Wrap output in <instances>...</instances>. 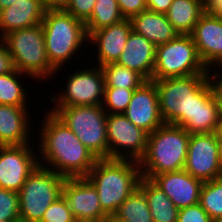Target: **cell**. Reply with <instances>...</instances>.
<instances>
[{
  "label": "cell",
  "mask_w": 222,
  "mask_h": 222,
  "mask_svg": "<svg viewBox=\"0 0 222 222\" xmlns=\"http://www.w3.org/2000/svg\"><path fill=\"white\" fill-rule=\"evenodd\" d=\"M37 110L40 112H37L36 120L40 118V122L35 125L39 129L36 128L35 136L39 138L36 137L35 141L39 165L65 178L86 177L97 158L53 112L42 108ZM39 113H42V118Z\"/></svg>",
  "instance_id": "1"
},
{
  "label": "cell",
  "mask_w": 222,
  "mask_h": 222,
  "mask_svg": "<svg viewBox=\"0 0 222 222\" xmlns=\"http://www.w3.org/2000/svg\"><path fill=\"white\" fill-rule=\"evenodd\" d=\"M41 24L46 54L56 70L65 66L69 69L70 64L74 66L77 63V59L78 65L81 60H88V36L83 21L63 9H57L46 10Z\"/></svg>",
  "instance_id": "2"
},
{
  "label": "cell",
  "mask_w": 222,
  "mask_h": 222,
  "mask_svg": "<svg viewBox=\"0 0 222 222\" xmlns=\"http://www.w3.org/2000/svg\"><path fill=\"white\" fill-rule=\"evenodd\" d=\"M139 162L130 159H97L86 178L98 192L102 209L113 215L141 179Z\"/></svg>",
  "instance_id": "3"
},
{
  "label": "cell",
  "mask_w": 222,
  "mask_h": 222,
  "mask_svg": "<svg viewBox=\"0 0 222 222\" xmlns=\"http://www.w3.org/2000/svg\"><path fill=\"white\" fill-rule=\"evenodd\" d=\"M6 46L13 61L14 68L29 75L41 87H58L60 78L54 86V74L57 71L49 62L42 24L9 32L0 39ZM52 82H50V81ZM48 81V82H47ZM43 83H46L45 86ZM50 83V84H48ZM53 83V84H52ZM48 85V86H47ZM54 86V87H52Z\"/></svg>",
  "instance_id": "4"
},
{
  "label": "cell",
  "mask_w": 222,
  "mask_h": 222,
  "mask_svg": "<svg viewBox=\"0 0 222 222\" xmlns=\"http://www.w3.org/2000/svg\"><path fill=\"white\" fill-rule=\"evenodd\" d=\"M190 133L181 126L164 123L148 134L144 156L139 161L141 176H153L184 169Z\"/></svg>",
  "instance_id": "5"
},
{
  "label": "cell",
  "mask_w": 222,
  "mask_h": 222,
  "mask_svg": "<svg viewBox=\"0 0 222 222\" xmlns=\"http://www.w3.org/2000/svg\"><path fill=\"white\" fill-rule=\"evenodd\" d=\"M84 64L85 62L81 61V67H77L76 64L75 68L72 70L71 68L69 69L68 72L70 73L66 71L67 74H65L64 71L66 67L57 69L53 80H56V76L57 78L58 76H62L61 72L63 71V75H66L63 77L65 82L62 80V86L57 89L58 91L56 90L57 93L55 90H52L54 91V95L50 92L51 95L49 94V101L46 100L42 102L40 100V102H38L39 104H45L42 106L44 110L46 109L44 108L46 106L50 112H53L57 107L102 105L105 82L101 67L90 63L88 65L86 64V66H84ZM47 102H49L52 106L46 105L48 104Z\"/></svg>",
  "instance_id": "6"
},
{
  "label": "cell",
  "mask_w": 222,
  "mask_h": 222,
  "mask_svg": "<svg viewBox=\"0 0 222 222\" xmlns=\"http://www.w3.org/2000/svg\"><path fill=\"white\" fill-rule=\"evenodd\" d=\"M213 78V74L152 79L156 85L159 111L164 123L182 126L195 122L197 93Z\"/></svg>",
  "instance_id": "7"
},
{
  "label": "cell",
  "mask_w": 222,
  "mask_h": 222,
  "mask_svg": "<svg viewBox=\"0 0 222 222\" xmlns=\"http://www.w3.org/2000/svg\"><path fill=\"white\" fill-rule=\"evenodd\" d=\"M53 113L79 138L97 158H109L107 113L102 105L57 107Z\"/></svg>",
  "instance_id": "8"
},
{
  "label": "cell",
  "mask_w": 222,
  "mask_h": 222,
  "mask_svg": "<svg viewBox=\"0 0 222 222\" xmlns=\"http://www.w3.org/2000/svg\"><path fill=\"white\" fill-rule=\"evenodd\" d=\"M65 177L38 165L27 177L19 194L21 222H39L48 207L62 196Z\"/></svg>",
  "instance_id": "9"
},
{
  "label": "cell",
  "mask_w": 222,
  "mask_h": 222,
  "mask_svg": "<svg viewBox=\"0 0 222 222\" xmlns=\"http://www.w3.org/2000/svg\"><path fill=\"white\" fill-rule=\"evenodd\" d=\"M213 74L203 64L191 35L179 34L175 39L156 47L152 79Z\"/></svg>",
  "instance_id": "10"
},
{
  "label": "cell",
  "mask_w": 222,
  "mask_h": 222,
  "mask_svg": "<svg viewBox=\"0 0 222 222\" xmlns=\"http://www.w3.org/2000/svg\"><path fill=\"white\" fill-rule=\"evenodd\" d=\"M106 128L109 158L139 162L146 151L148 133L123 114H108Z\"/></svg>",
  "instance_id": "11"
},
{
  "label": "cell",
  "mask_w": 222,
  "mask_h": 222,
  "mask_svg": "<svg viewBox=\"0 0 222 222\" xmlns=\"http://www.w3.org/2000/svg\"><path fill=\"white\" fill-rule=\"evenodd\" d=\"M38 165L36 141L24 145L0 146V187L19 192Z\"/></svg>",
  "instance_id": "12"
},
{
  "label": "cell",
  "mask_w": 222,
  "mask_h": 222,
  "mask_svg": "<svg viewBox=\"0 0 222 222\" xmlns=\"http://www.w3.org/2000/svg\"><path fill=\"white\" fill-rule=\"evenodd\" d=\"M184 170L203 182L222 176L215 132L190 135Z\"/></svg>",
  "instance_id": "13"
},
{
  "label": "cell",
  "mask_w": 222,
  "mask_h": 222,
  "mask_svg": "<svg viewBox=\"0 0 222 222\" xmlns=\"http://www.w3.org/2000/svg\"><path fill=\"white\" fill-rule=\"evenodd\" d=\"M131 30V20L123 19L119 23L93 32L88 37L89 48L87 49L89 51L87 59H89L90 62L88 60L86 63H91L101 67L108 63L117 62L120 58L121 52L125 48V44L127 43ZM89 56H91V59ZM92 57L95 58V63L93 62L94 60Z\"/></svg>",
  "instance_id": "14"
},
{
  "label": "cell",
  "mask_w": 222,
  "mask_h": 222,
  "mask_svg": "<svg viewBox=\"0 0 222 222\" xmlns=\"http://www.w3.org/2000/svg\"><path fill=\"white\" fill-rule=\"evenodd\" d=\"M62 196L76 220L99 222L108 215L102 209L96 188L86 177L66 178Z\"/></svg>",
  "instance_id": "15"
},
{
  "label": "cell",
  "mask_w": 222,
  "mask_h": 222,
  "mask_svg": "<svg viewBox=\"0 0 222 222\" xmlns=\"http://www.w3.org/2000/svg\"><path fill=\"white\" fill-rule=\"evenodd\" d=\"M32 108L34 107L0 104V146L24 145L35 142L36 137L34 135L36 132L34 131L36 127L33 125H36L37 122H34L36 112L32 111Z\"/></svg>",
  "instance_id": "16"
},
{
  "label": "cell",
  "mask_w": 222,
  "mask_h": 222,
  "mask_svg": "<svg viewBox=\"0 0 222 222\" xmlns=\"http://www.w3.org/2000/svg\"><path fill=\"white\" fill-rule=\"evenodd\" d=\"M190 35L203 64L213 72L222 64V21L216 14L204 12Z\"/></svg>",
  "instance_id": "17"
},
{
  "label": "cell",
  "mask_w": 222,
  "mask_h": 222,
  "mask_svg": "<svg viewBox=\"0 0 222 222\" xmlns=\"http://www.w3.org/2000/svg\"><path fill=\"white\" fill-rule=\"evenodd\" d=\"M123 115L148 134L164 124L159 111L158 92L153 80H147L134 90Z\"/></svg>",
  "instance_id": "18"
},
{
  "label": "cell",
  "mask_w": 222,
  "mask_h": 222,
  "mask_svg": "<svg viewBox=\"0 0 222 222\" xmlns=\"http://www.w3.org/2000/svg\"><path fill=\"white\" fill-rule=\"evenodd\" d=\"M150 180L164 191L179 210L199 203L204 182L194 178L184 169L165 172L153 176Z\"/></svg>",
  "instance_id": "19"
},
{
  "label": "cell",
  "mask_w": 222,
  "mask_h": 222,
  "mask_svg": "<svg viewBox=\"0 0 222 222\" xmlns=\"http://www.w3.org/2000/svg\"><path fill=\"white\" fill-rule=\"evenodd\" d=\"M156 46L144 36L131 30L125 48L116 63L135 70L146 80H152Z\"/></svg>",
  "instance_id": "20"
},
{
  "label": "cell",
  "mask_w": 222,
  "mask_h": 222,
  "mask_svg": "<svg viewBox=\"0 0 222 222\" xmlns=\"http://www.w3.org/2000/svg\"><path fill=\"white\" fill-rule=\"evenodd\" d=\"M46 8L42 0H18L0 11V39L11 31L42 23Z\"/></svg>",
  "instance_id": "21"
},
{
  "label": "cell",
  "mask_w": 222,
  "mask_h": 222,
  "mask_svg": "<svg viewBox=\"0 0 222 222\" xmlns=\"http://www.w3.org/2000/svg\"><path fill=\"white\" fill-rule=\"evenodd\" d=\"M130 20L132 30L144 36L156 47L166 44L179 35L173 25L168 21L166 14L147 9L133 16Z\"/></svg>",
  "instance_id": "22"
},
{
  "label": "cell",
  "mask_w": 222,
  "mask_h": 222,
  "mask_svg": "<svg viewBox=\"0 0 222 222\" xmlns=\"http://www.w3.org/2000/svg\"><path fill=\"white\" fill-rule=\"evenodd\" d=\"M219 120L217 103L213 94V78L197 93L195 122H185L181 127L190 134L215 132Z\"/></svg>",
  "instance_id": "23"
},
{
  "label": "cell",
  "mask_w": 222,
  "mask_h": 222,
  "mask_svg": "<svg viewBox=\"0 0 222 222\" xmlns=\"http://www.w3.org/2000/svg\"><path fill=\"white\" fill-rule=\"evenodd\" d=\"M31 79L32 78L29 75L21 73L16 69H14L10 73L0 74V104L19 107H35V95L33 99V94L30 93L34 92V90L37 93V89L35 86H30L32 85V82H34L35 85V81H31ZM27 81L29 82V84ZM29 87L31 89L30 93L27 92L29 91ZM32 87H34L35 89L32 90ZM29 97L32 98L29 99ZM31 100H33V103H31Z\"/></svg>",
  "instance_id": "24"
},
{
  "label": "cell",
  "mask_w": 222,
  "mask_h": 222,
  "mask_svg": "<svg viewBox=\"0 0 222 222\" xmlns=\"http://www.w3.org/2000/svg\"><path fill=\"white\" fill-rule=\"evenodd\" d=\"M138 187L144 192L153 222H177L179 209L150 179L141 177Z\"/></svg>",
  "instance_id": "25"
},
{
  "label": "cell",
  "mask_w": 222,
  "mask_h": 222,
  "mask_svg": "<svg viewBox=\"0 0 222 222\" xmlns=\"http://www.w3.org/2000/svg\"><path fill=\"white\" fill-rule=\"evenodd\" d=\"M203 13V0H174L166 16L179 34L190 35Z\"/></svg>",
  "instance_id": "26"
},
{
  "label": "cell",
  "mask_w": 222,
  "mask_h": 222,
  "mask_svg": "<svg viewBox=\"0 0 222 222\" xmlns=\"http://www.w3.org/2000/svg\"><path fill=\"white\" fill-rule=\"evenodd\" d=\"M125 19L117 0H96L91 16L84 22L86 34L89 37L93 32L109 27Z\"/></svg>",
  "instance_id": "27"
},
{
  "label": "cell",
  "mask_w": 222,
  "mask_h": 222,
  "mask_svg": "<svg viewBox=\"0 0 222 222\" xmlns=\"http://www.w3.org/2000/svg\"><path fill=\"white\" fill-rule=\"evenodd\" d=\"M123 222H153L144 192L137 187L113 214Z\"/></svg>",
  "instance_id": "28"
},
{
  "label": "cell",
  "mask_w": 222,
  "mask_h": 222,
  "mask_svg": "<svg viewBox=\"0 0 222 222\" xmlns=\"http://www.w3.org/2000/svg\"><path fill=\"white\" fill-rule=\"evenodd\" d=\"M105 87L137 89L147 80L135 70L116 62L101 66Z\"/></svg>",
  "instance_id": "29"
},
{
  "label": "cell",
  "mask_w": 222,
  "mask_h": 222,
  "mask_svg": "<svg viewBox=\"0 0 222 222\" xmlns=\"http://www.w3.org/2000/svg\"><path fill=\"white\" fill-rule=\"evenodd\" d=\"M199 203L212 220L222 219V176L203 183Z\"/></svg>",
  "instance_id": "30"
},
{
  "label": "cell",
  "mask_w": 222,
  "mask_h": 222,
  "mask_svg": "<svg viewBox=\"0 0 222 222\" xmlns=\"http://www.w3.org/2000/svg\"><path fill=\"white\" fill-rule=\"evenodd\" d=\"M135 89L105 87L102 107L107 114H123Z\"/></svg>",
  "instance_id": "31"
},
{
  "label": "cell",
  "mask_w": 222,
  "mask_h": 222,
  "mask_svg": "<svg viewBox=\"0 0 222 222\" xmlns=\"http://www.w3.org/2000/svg\"><path fill=\"white\" fill-rule=\"evenodd\" d=\"M19 194L0 187V222H19Z\"/></svg>",
  "instance_id": "32"
},
{
  "label": "cell",
  "mask_w": 222,
  "mask_h": 222,
  "mask_svg": "<svg viewBox=\"0 0 222 222\" xmlns=\"http://www.w3.org/2000/svg\"><path fill=\"white\" fill-rule=\"evenodd\" d=\"M73 215L64 197H59L54 201L42 216L39 222H72Z\"/></svg>",
  "instance_id": "33"
},
{
  "label": "cell",
  "mask_w": 222,
  "mask_h": 222,
  "mask_svg": "<svg viewBox=\"0 0 222 222\" xmlns=\"http://www.w3.org/2000/svg\"><path fill=\"white\" fill-rule=\"evenodd\" d=\"M95 3L96 0H69L63 10L85 22L91 16Z\"/></svg>",
  "instance_id": "34"
},
{
  "label": "cell",
  "mask_w": 222,
  "mask_h": 222,
  "mask_svg": "<svg viewBox=\"0 0 222 222\" xmlns=\"http://www.w3.org/2000/svg\"><path fill=\"white\" fill-rule=\"evenodd\" d=\"M212 219L201 207L200 203L188 206L178 211L177 222H211Z\"/></svg>",
  "instance_id": "35"
},
{
  "label": "cell",
  "mask_w": 222,
  "mask_h": 222,
  "mask_svg": "<svg viewBox=\"0 0 222 222\" xmlns=\"http://www.w3.org/2000/svg\"><path fill=\"white\" fill-rule=\"evenodd\" d=\"M119 10L125 19L147 10L146 0H117Z\"/></svg>",
  "instance_id": "36"
},
{
  "label": "cell",
  "mask_w": 222,
  "mask_h": 222,
  "mask_svg": "<svg viewBox=\"0 0 222 222\" xmlns=\"http://www.w3.org/2000/svg\"><path fill=\"white\" fill-rule=\"evenodd\" d=\"M14 69L12 57L5 44L0 40V74L10 73Z\"/></svg>",
  "instance_id": "37"
},
{
  "label": "cell",
  "mask_w": 222,
  "mask_h": 222,
  "mask_svg": "<svg viewBox=\"0 0 222 222\" xmlns=\"http://www.w3.org/2000/svg\"><path fill=\"white\" fill-rule=\"evenodd\" d=\"M174 0H146L147 9L153 12L166 14Z\"/></svg>",
  "instance_id": "38"
},
{
  "label": "cell",
  "mask_w": 222,
  "mask_h": 222,
  "mask_svg": "<svg viewBox=\"0 0 222 222\" xmlns=\"http://www.w3.org/2000/svg\"><path fill=\"white\" fill-rule=\"evenodd\" d=\"M204 12L216 14L222 9V0H203Z\"/></svg>",
  "instance_id": "39"
},
{
  "label": "cell",
  "mask_w": 222,
  "mask_h": 222,
  "mask_svg": "<svg viewBox=\"0 0 222 222\" xmlns=\"http://www.w3.org/2000/svg\"><path fill=\"white\" fill-rule=\"evenodd\" d=\"M69 0H42V3L46 10L64 9Z\"/></svg>",
  "instance_id": "40"
},
{
  "label": "cell",
  "mask_w": 222,
  "mask_h": 222,
  "mask_svg": "<svg viewBox=\"0 0 222 222\" xmlns=\"http://www.w3.org/2000/svg\"><path fill=\"white\" fill-rule=\"evenodd\" d=\"M213 94L217 103L218 116L222 118V89L216 84L213 78Z\"/></svg>",
  "instance_id": "41"
},
{
  "label": "cell",
  "mask_w": 222,
  "mask_h": 222,
  "mask_svg": "<svg viewBox=\"0 0 222 222\" xmlns=\"http://www.w3.org/2000/svg\"><path fill=\"white\" fill-rule=\"evenodd\" d=\"M212 73L216 84L222 89V64L218 66Z\"/></svg>",
  "instance_id": "42"
},
{
  "label": "cell",
  "mask_w": 222,
  "mask_h": 222,
  "mask_svg": "<svg viewBox=\"0 0 222 222\" xmlns=\"http://www.w3.org/2000/svg\"><path fill=\"white\" fill-rule=\"evenodd\" d=\"M215 134H216L217 140H222V118H219L217 122Z\"/></svg>",
  "instance_id": "43"
},
{
  "label": "cell",
  "mask_w": 222,
  "mask_h": 222,
  "mask_svg": "<svg viewBox=\"0 0 222 222\" xmlns=\"http://www.w3.org/2000/svg\"><path fill=\"white\" fill-rule=\"evenodd\" d=\"M18 0H0V11L4 8L10 7L13 3Z\"/></svg>",
  "instance_id": "44"
},
{
  "label": "cell",
  "mask_w": 222,
  "mask_h": 222,
  "mask_svg": "<svg viewBox=\"0 0 222 222\" xmlns=\"http://www.w3.org/2000/svg\"><path fill=\"white\" fill-rule=\"evenodd\" d=\"M99 222H123L118 220L114 215H107L103 217Z\"/></svg>",
  "instance_id": "45"
},
{
  "label": "cell",
  "mask_w": 222,
  "mask_h": 222,
  "mask_svg": "<svg viewBox=\"0 0 222 222\" xmlns=\"http://www.w3.org/2000/svg\"><path fill=\"white\" fill-rule=\"evenodd\" d=\"M219 163L222 170V140H218Z\"/></svg>",
  "instance_id": "46"
},
{
  "label": "cell",
  "mask_w": 222,
  "mask_h": 222,
  "mask_svg": "<svg viewBox=\"0 0 222 222\" xmlns=\"http://www.w3.org/2000/svg\"><path fill=\"white\" fill-rule=\"evenodd\" d=\"M216 15L219 17V19L222 21V9H220Z\"/></svg>",
  "instance_id": "47"
},
{
  "label": "cell",
  "mask_w": 222,
  "mask_h": 222,
  "mask_svg": "<svg viewBox=\"0 0 222 222\" xmlns=\"http://www.w3.org/2000/svg\"><path fill=\"white\" fill-rule=\"evenodd\" d=\"M72 222H91V221H85V220H76V219H74Z\"/></svg>",
  "instance_id": "48"
},
{
  "label": "cell",
  "mask_w": 222,
  "mask_h": 222,
  "mask_svg": "<svg viewBox=\"0 0 222 222\" xmlns=\"http://www.w3.org/2000/svg\"><path fill=\"white\" fill-rule=\"evenodd\" d=\"M211 222H222V219H214Z\"/></svg>",
  "instance_id": "49"
}]
</instances>
